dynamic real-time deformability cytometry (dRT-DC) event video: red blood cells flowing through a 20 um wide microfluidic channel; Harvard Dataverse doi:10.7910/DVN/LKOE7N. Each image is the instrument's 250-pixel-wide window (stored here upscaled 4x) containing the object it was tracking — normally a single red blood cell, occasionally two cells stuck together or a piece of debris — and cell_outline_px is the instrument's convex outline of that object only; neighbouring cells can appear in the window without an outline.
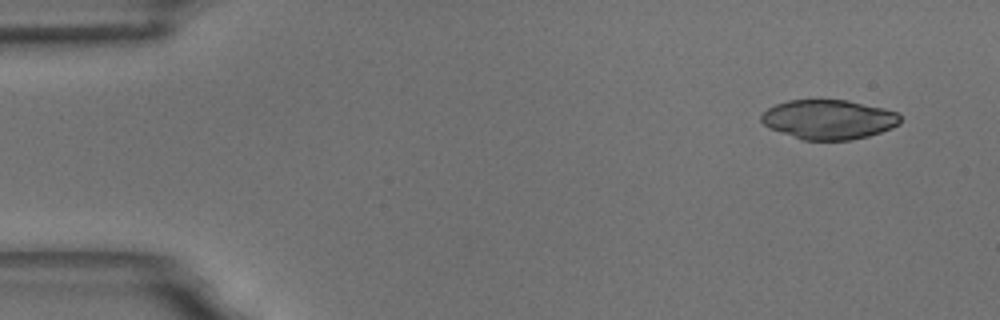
{"species": "common noctule bat (a hibernating species)", "species_latin": "Nyctalus noctula", "temperature_condition": "room temperature", "stored_images_in_passage": 4, "camera_frame_rate_fps": 3000, "um_per_image_px": 0.085, "animal": {"sex": "male", "body_mass_g": 18.8}, "frame": {"image": 1, "passage_image": 1, "time_ms": 0.0, "image_size_px": [1000, 320], "cell_outline_px": [[900, 124], [892, 128], [868, 136], [852, 140], [804, 140], [772, 128], [764, 124], [760, 120], [760, 116], [768, 108], [776, 104], [788, 100], [848, 100], [884, 108], [896, 112], [900, 116]], "centroid_in_image_um": [70.47, 10.15], "position_along_channel_um": 14.5, "area_um2": 31.79}}